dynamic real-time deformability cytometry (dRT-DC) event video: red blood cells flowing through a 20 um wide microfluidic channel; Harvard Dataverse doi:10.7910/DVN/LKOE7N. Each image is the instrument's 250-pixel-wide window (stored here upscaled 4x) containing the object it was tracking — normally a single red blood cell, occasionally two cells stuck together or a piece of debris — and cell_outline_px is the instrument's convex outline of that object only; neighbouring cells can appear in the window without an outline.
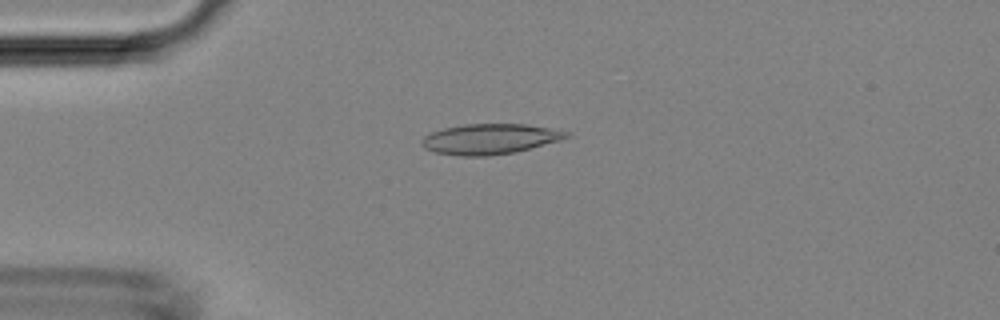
{"species": "Egyptian fruit bat (a non-hibernating species)", "species_latin": "Rousettus aegyptiacus", "temperature_condition": "room temperature", "stored_images_in_passage": 47, "camera_frame_rate_fps": 3000, "um_per_image_px": 0.085, "animal": {"sex": "female"}, "frame": {"image": 1, "passage_image": 12, "time_ms": 3.667, "image_size_px": [1000, 320], "cell_outline_px": [[572, 136], [560, 140], [516, 152], [488, 156], [460, 156], [432, 152], [424, 148], [420, 144], [420, 140], [424, 136], [432, 132], [444, 128], [464, 124], [524, 124], [548, 128], [568, 132]], "centroid_in_image_um": [41.59, 11.82], "position_along_channel_um": 43.4, "area_um2": 25.66}}
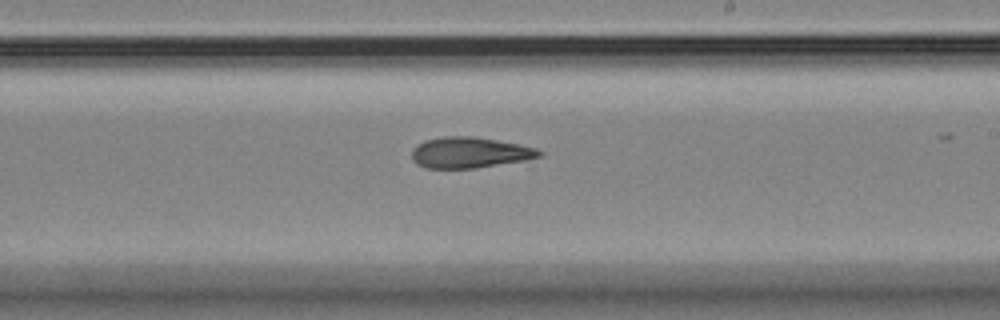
{"frame": {"image": 2, "passage_image": 28, "time_ms": 9.0, "image_size_px": [1000, 320], "cell_outline_px": [[544, 156], [532, 168], [424, 168], [416, 164], [412, 160], [412, 148], [416, 144], [424, 140], [444, 136], [472, 136], [496, 140], [536, 148], [544, 152]], "centroid_in_image_um": [40.26, 13.06], "position_along_channel_um": 248.7, "area_um2": 25.32}}
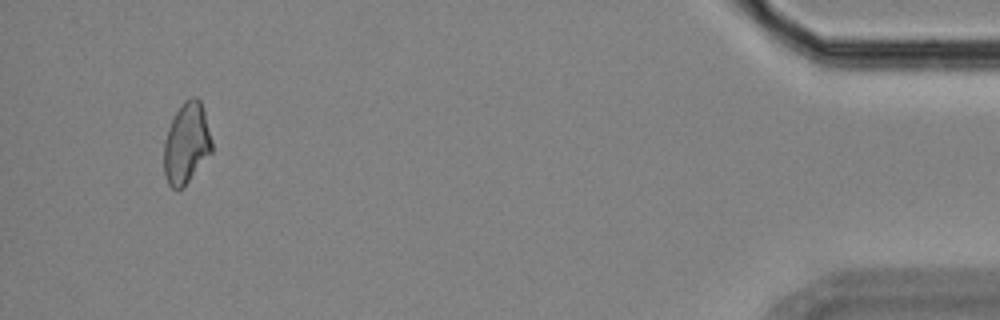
{"frame": {"image": 3, "passage_image": 45, "time_ms": 14.667, "image_size_px": [1000, 320], "cell_outline_px": [[212, 152], [184, 188], [176, 192], [168, 184], [164, 176], [164, 140], [168, 128], [176, 112], [184, 100], [192, 96], [196, 96], [200, 100], [204, 112], [212, 140]], "centroid_in_image_um": [15.84, 12.23], "position_along_channel_um": 419.4, "area_um2": 22.89}}